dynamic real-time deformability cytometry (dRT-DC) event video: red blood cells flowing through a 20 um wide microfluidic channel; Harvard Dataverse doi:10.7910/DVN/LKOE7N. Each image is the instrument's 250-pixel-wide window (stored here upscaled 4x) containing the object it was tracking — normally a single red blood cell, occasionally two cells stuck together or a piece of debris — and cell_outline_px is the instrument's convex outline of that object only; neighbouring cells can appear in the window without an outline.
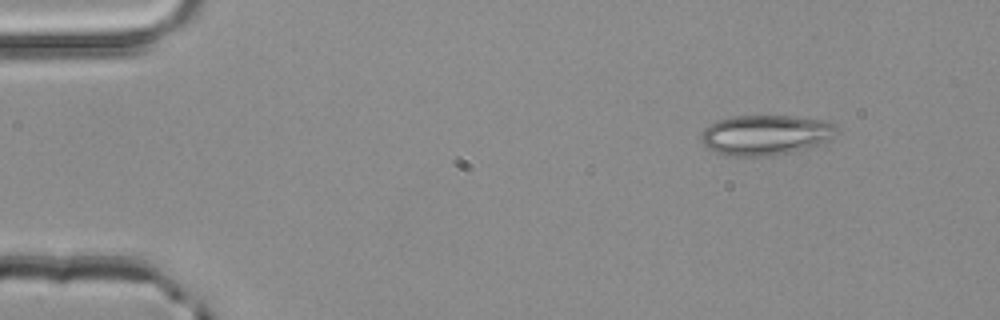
{"species": "common noctule bat (a hibernating species)", "species_latin": "Nyctalus noctula", "temperature_condition": "room temperature", "stored_images_in_passage": 46, "camera_frame_rate_fps": 3000, "um_per_image_px": 0.085, "animal": {"sex": "male", "body_mass_g": 20.4}, "frame": {"image": 1, "passage_image": 1, "time_ms": 0.0, "image_size_px": [1000, 320], "cell_outline_px": [[840, 132], [828, 140], [804, 148], [788, 152], [764, 156], [728, 156], [716, 152], [708, 148], [700, 140], [704, 128], [716, 120], [732, 116], [792, 116], [828, 120], [836, 124]], "centroid_in_image_um": [65.08, 11.45], "position_along_channel_um": 19.9, "area_um2": 31.73}}
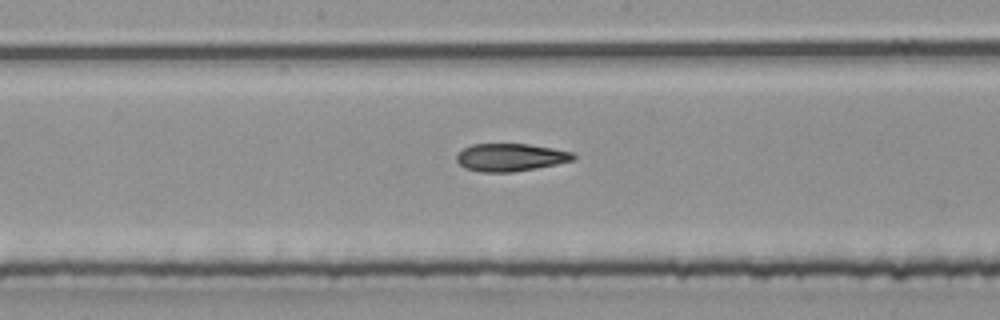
{"frame": {"image": 2, "passage_image": 22, "time_ms": 7.0, "image_size_px": [1000, 320], "cell_outline_px": [[576, 160], [536, 168], [512, 172], [480, 172], [464, 168], [456, 160], [456, 156], [464, 148], [472, 144], [528, 144], [552, 148], [572, 152], [576, 156]], "centroid_in_image_um": [43.4, 13.38], "position_along_channel_um": 204.8, "area_um2": 18.84}}
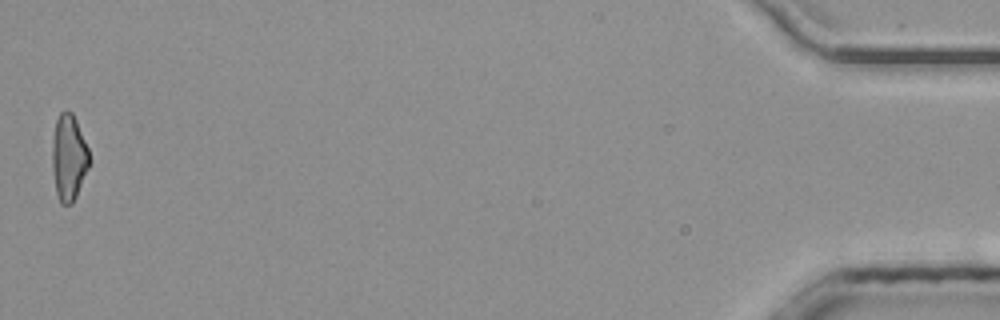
{"frame": {"image": 3, "passage_image": 46, "time_ms": 15.0, "image_size_px": [1000, 320], "cell_outline_px": [[92, 160], [76, 196], [72, 204], [60, 204], [56, 192], [52, 168], [52, 136], [56, 120], [60, 112], [64, 108], [68, 108], [72, 112], [76, 120], [88, 148]], "centroid_in_image_um": [5.84, 13.35], "position_along_channel_um": 429.4, "area_um2": 19.02}, "authors_computed_cell_mechanics": {"area_um2": 19.3052, "velocity_mm_per_s": 4.075, "shape_relaxation_time_tau1_ms": 7.893, "shape_relaxation_time_tau2_ms": 3.6591, "deformation_change_tau1": 0.2243, "deformation_change_tau2": 0.1425}}